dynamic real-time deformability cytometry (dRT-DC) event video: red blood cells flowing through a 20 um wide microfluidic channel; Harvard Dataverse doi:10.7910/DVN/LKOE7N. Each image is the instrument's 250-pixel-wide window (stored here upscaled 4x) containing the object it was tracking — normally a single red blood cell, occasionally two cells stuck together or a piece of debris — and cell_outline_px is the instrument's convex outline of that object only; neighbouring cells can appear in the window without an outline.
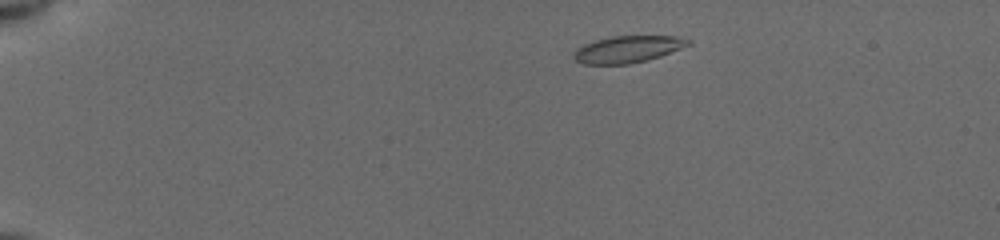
{"species": "common noctule bat (a hibernating species)", "species_latin": "Nyctalus noctula", "temperature_condition": "cold", "stored_images_in_passage": 17, "camera_frame_rate_fps": 3000, "um_per_image_px": 0.085, "animal": {"sex": "female", "body_mass_g": 19.5, "forearm_length_mm": 54.1}, "frame": {"image": 1, "passage_image": 5, "time_ms": 1.333, "image_size_px": [1000, 240], "cell_outline_px": [[692, 44], [660, 56], [628, 64], [584, 64], [576, 60], [572, 56], [584, 44], [596, 40], [612, 36], [676, 36], [692, 40]], "centroid_in_image_um": [53.4, 4.17], "position_along_channel_um": 31.6, "area_um2": 17.63}}
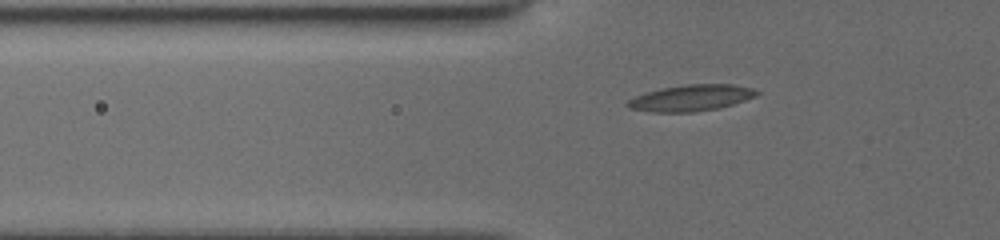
{"frame": {"image": 2, "passage_image": 14, "time_ms": 4.333, "image_size_px": [1000, 240], "cell_outline_px": [[760, 92], [756, 96], [732, 104], [716, 108], [692, 112], [652, 112], [628, 108], [624, 104], [628, 100], [636, 96], [648, 92], [664, 88], [688, 84], [732, 84], [752, 88]], "centroid_in_image_um": [58.73, 8.32], "position_along_channel_um": 67.1, "area_um2": 19.48}}
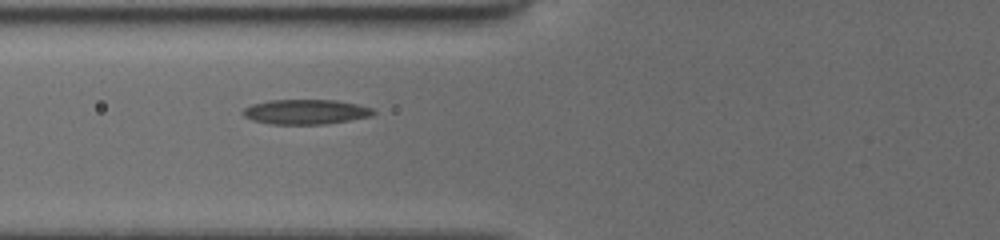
{"frame": {"image": 3, "passage_image": 17, "time_ms": 5.333, "image_size_px": [1000, 240], "cell_outline_px": [[376, 112], [372, 116], [324, 124], [272, 124], [252, 120], [244, 116], [240, 112], [244, 108], [252, 104], [272, 100], [336, 100], [356, 104], [372, 108]], "centroid_in_image_um": [25.96, 9.5], "position_along_channel_um": 99.8, "area_um2": 18.79}}